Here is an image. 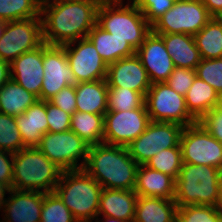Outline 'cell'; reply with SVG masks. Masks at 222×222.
Segmentation results:
<instances>
[{
  "label": "cell",
  "instance_id": "49",
  "mask_svg": "<svg viewBox=\"0 0 222 222\" xmlns=\"http://www.w3.org/2000/svg\"><path fill=\"white\" fill-rule=\"evenodd\" d=\"M68 1H88V0H41V3H60Z\"/></svg>",
  "mask_w": 222,
  "mask_h": 222
},
{
  "label": "cell",
  "instance_id": "4",
  "mask_svg": "<svg viewBox=\"0 0 222 222\" xmlns=\"http://www.w3.org/2000/svg\"><path fill=\"white\" fill-rule=\"evenodd\" d=\"M102 186L84 169L63 171L54 192L78 222L98 216Z\"/></svg>",
  "mask_w": 222,
  "mask_h": 222
},
{
  "label": "cell",
  "instance_id": "6",
  "mask_svg": "<svg viewBox=\"0 0 222 222\" xmlns=\"http://www.w3.org/2000/svg\"><path fill=\"white\" fill-rule=\"evenodd\" d=\"M221 177L222 170L219 168L182 163L176 179L174 201L178 207L187 205L215 207Z\"/></svg>",
  "mask_w": 222,
  "mask_h": 222
},
{
  "label": "cell",
  "instance_id": "13",
  "mask_svg": "<svg viewBox=\"0 0 222 222\" xmlns=\"http://www.w3.org/2000/svg\"><path fill=\"white\" fill-rule=\"evenodd\" d=\"M151 122L145 103L130 111H107L104 114V140L108 145L127 147Z\"/></svg>",
  "mask_w": 222,
  "mask_h": 222
},
{
  "label": "cell",
  "instance_id": "44",
  "mask_svg": "<svg viewBox=\"0 0 222 222\" xmlns=\"http://www.w3.org/2000/svg\"><path fill=\"white\" fill-rule=\"evenodd\" d=\"M202 2L212 17L222 11V0H202Z\"/></svg>",
  "mask_w": 222,
  "mask_h": 222
},
{
  "label": "cell",
  "instance_id": "27",
  "mask_svg": "<svg viewBox=\"0 0 222 222\" xmlns=\"http://www.w3.org/2000/svg\"><path fill=\"white\" fill-rule=\"evenodd\" d=\"M188 112L199 121L207 112L222 103L217 91L202 79L195 77L186 96Z\"/></svg>",
  "mask_w": 222,
  "mask_h": 222
},
{
  "label": "cell",
  "instance_id": "10",
  "mask_svg": "<svg viewBox=\"0 0 222 222\" xmlns=\"http://www.w3.org/2000/svg\"><path fill=\"white\" fill-rule=\"evenodd\" d=\"M183 129L176 123L151 121L146 130L126 148L138 165H145L161 150L180 146Z\"/></svg>",
  "mask_w": 222,
  "mask_h": 222
},
{
  "label": "cell",
  "instance_id": "23",
  "mask_svg": "<svg viewBox=\"0 0 222 222\" xmlns=\"http://www.w3.org/2000/svg\"><path fill=\"white\" fill-rule=\"evenodd\" d=\"M76 111L104 115L108 110L106 79L79 82L75 85Z\"/></svg>",
  "mask_w": 222,
  "mask_h": 222
},
{
  "label": "cell",
  "instance_id": "34",
  "mask_svg": "<svg viewBox=\"0 0 222 222\" xmlns=\"http://www.w3.org/2000/svg\"><path fill=\"white\" fill-rule=\"evenodd\" d=\"M40 222H78L55 192L45 193Z\"/></svg>",
  "mask_w": 222,
  "mask_h": 222
},
{
  "label": "cell",
  "instance_id": "17",
  "mask_svg": "<svg viewBox=\"0 0 222 222\" xmlns=\"http://www.w3.org/2000/svg\"><path fill=\"white\" fill-rule=\"evenodd\" d=\"M106 82L108 87L127 88L144 97L151 87L146 69L136 54L109 64Z\"/></svg>",
  "mask_w": 222,
  "mask_h": 222
},
{
  "label": "cell",
  "instance_id": "29",
  "mask_svg": "<svg viewBox=\"0 0 222 222\" xmlns=\"http://www.w3.org/2000/svg\"><path fill=\"white\" fill-rule=\"evenodd\" d=\"M70 130L91 145L104 140V115L75 111L71 117Z\"/></svg>",
  "mask_w": 222,
  "mask_h": 222
},
{
  "label": "cell",
  "instance_id": "19",
  "mask_svg": "<svg viewBox=\"0 0 222 222\" xmlns=\"http://www.w3.org/2000/svg\"><path fill=\"white\" fill-rule=\"evenodd\" d=\"M43 75V44L10 63V79L36 95L39 100Z\"/></svg>",
  "mask_w": 222,
  "mask_h": 222
},
{
  "label": "cell",
  "instance_id": "16",
  "mask_svg": "<svg viewBox=\"0 0 222 222\" xmlns=\"http://www.w3.org/2000/svg\"><path fill=\"white\" fill-rule=\"evenodd\" d=\"M150 83L165 82L175 69L173 60L166 50L163 38L151 31L144 43L136 50Z\"/></svg>",
  "mask_w": 222,
  "mask_h": 222
},
{
  "label": "cell",
  "instance_id": "40",
  "mask_svg": "<svg viewBox=\"0 0 222 222\" xmlns=\"http://www.w3.org/2000/svg\"><path fill=\"white\" fill-rule=\"evenodd\" d=\"M48 132H64L70 130L71 114L46 101Z\"/></svg>",
  "mask_w": 222,
  "mask_h": 222
},
{
  "label": "cell",
  "instance_id": "5",
  "mask_svg": "<svg viewBox=\"0 0 222 222\" xmlns=\"http://www.w3.org/2000/svg\"><path fill=\"white\" fill-rule=\"evenodd\" d=\"M62 172L37 147H25L13 154L12 189L54 192Z\"/></svg>",
  "mask_w": 222,
  "mask_h": 222
},
{
  "label": "cell",
  "instance_id": "8",
  "mask_svg": "<svg viewBox=\"0 0 222 222\" xmlns=\"http://www.w3.org/2000/svg\"><path fill=\"white\" fill-rule=\"evenodd\" d=\"M212 16L202 0H175L153 25L155 34H197Z\"/></svg>",
  "mask_w": 222,
  "mask_h": 222
},
{
  "label": "cell",
  "instance_id": "28",
  "mask_svg": "<svg viewBox=\"0 0 222 222\" xmlns=\"http://www.w3.org/2000/svg\"><path fill=\"white\" fill-rule=\"evenodd\" d=\"M38 99L21 85L9 79L0 87V113L16 117L24 113Z\"/></svg>",
  "mask_w": 222,
  "mask_h": 222
},
{
  "label": "cell",
  "instance_id": "14",
  "mask_svg": "<svg viewBox=\"0 0 222 222\" xmlns=\"http://www.w3.org/2000/svg\"><path fill=\"white\" fill-rule=\"evenodd\" d=\"M43 70L40 100L48 101L61 89L77 84L63 46L43 43Z\"/></svg>",
  "mask_w": 222,
  "mask_h": 222
},
{
  "label": "cell",
  "instance_id": "1",
  "mask_svg": "<svg viewBox=\"0 0 222 222\" xmlns=\"http://www.w3.org/2000/svg\"><path fill=\"white\" fill-rule=\"evenodd\" d=\"M102 0L41 3L43 42L65 45L88 36Z\"/></svg>",
  "mask_w": 222,
  "mask_h": 222
},
{
  "label": "cell",
  "instance_id": "30",
  "mask_svg": "<svg viewBox=\"0 0 222 222\" xmlns=\"http://www.w3.org/2000/svg\"><path fill=\"white\" fill-rule=\"evenodd\" d=\"M193 37L202 59L222 57V25L215 17Z\"/></svg>",
  "mask_w": 222,
  "mask_h": 222
},
{
  "label": "cell",
  "instance_id": "37",
  "mask_svg": "<svg viewBox=\"0 0 222 222\" xmlns=\"http://www.w3.org/2000/svg\"><path fill=\"white\" fill-rule=\"evenodd\" d=\"M195 71L198 78L212 86L222 97V57L202 59Z\"/></svg>",
  "mask_w": 222,
  "mask_h": 222
},
{
  "label": "cell",
  "instance_id": "36",
  "mask_svg": "<svg viewBox=\"0 0 222 222\" xmlns=\"http://www.w3.org/2000/svg\"><path fill=\"white\" fill-rule=\"evenodd\" d=\"M176 222H222V214L214 206L187 205L178 207Z\"/></svg>",
  "mask_w": 222,
  "mask_h": 222
},
{
  "label": "cell",
  "instance_id": "46",
  "mask_svg": "<svg viewBox=\"0 0 222 222\" xmlns=\"http://www.w3.org/2000/svg\"><path fill=\"white\" fill-rule=\"evenodd\" d=\"M10 190H11V187L8 184L0 181V212L3 208V205L5 204L7 200L6 194H9Z\"/></svg>",
  "mask_w": 222,
  "mask_h": 222
},
{
  "label": "cell",
  "instance_id": "50",
  "mask_svg": "<svg viewBox=\"0 0 222 222\" xmlns=\"http://www.w3.org/2000/svg\"><path fill=\"white\" fill-rule=\"evenodd\" d=\"M6 23H7L6 21L0 20V40L2 39L3 30H4Z\"/></svg>",
  "mask_w": 222,
  "mask_h": 222
},
{
  "label": "cell",
  "instance_id": "31",
  "mask_svg": "<svg viewBox=\"0 0 222 222\" xmlns=\"http://www.w3.org/2000/svg\"><path fill=\"white\" fill-rule=\"evenodd\" d=\"M41 17V0H0V20L11 22Z\"/></svg>",
  "mask_w": 222,
  "mask_h": 222
},
{
  "label": "cell",
  "instance_id": "42",
  "mask_svg": "<svg viewBox=\"0 0 222 222\" xmlns=\"http://www.w3.org/2000/svg\"><path fill=\"white\" fill-rule=\"evenodd\" d=\"M53 105L59 107L68 114L76 111V93L75 86H67L61 89L56 95L48 100Z\"/></svg>",
  "mask_w": 222,
  "mask_h": 222
},
{
  "label": "cell",
  "instance_id": "3",
  "mask_svg": "<svg viewBox=\"0 0 222 222\" xmlns=\"http://www.w3.org/2000/svg\"><path fill=\"white\" fill-rule=\"evenodd\" d=\"M124 2L102 0L97 10L96 24L112 36L127 41L137 50L152 31V26L134 1L127 0V4Z\"/></svg>",
  "mask_w": 222,
  "mask_h": 222
},
{
  "label": "cell",
  "instance_id": "51",
  "mask_svg": "<svg viewBox=\"0 0 222 222\" xmlns=\"http://www.w3.org/2000/svg\"><path fill=\"white\" fill-rule=\"evenodd\" d=\"M215 18L222 25V11L218 15H216Z\"/></svg>",
  "mask_w": 222,
  "mask_h": 222
},
{
  "label": "cell",
  "instance_id": "21",
  "mask_svg": "<svg viewBox=\"0 0 222 222\" xmlns=\"http://www.w3.org/2000/svg\"><path fill=\"white\" fill-rule=\"evenodd\" d=\"M138 195L134 190L103 189L98 207V216H109L133 222Z\"/></svg>",
  "mask_w": 222,
  "mask_h": 222
},
{
  "label": "cell",
  "instance_id": "22",
  "mask_svg": "<svg viewBox=\"0 0 222 222\" xmlns=\"http://www.w3.org/2000/svg\"><path fill=\"white\" fill-rule=\"evenodd\" d=\"M176 180L167 174L139 165L134 191L138 196L174 199Z\"/></svg>",
  "mask_w": 222,
  "mask_h": 222
},
{
  "label": "cell",
  "instance_id": "7",
  "mask_svg": "<svg viewBox=\"0 0 222 222\" xmlns=\"http://www.w3.org/2000/svg\"><path fill=\"white\" fill-rule=\"evenodd\" d=\"M37 148L63 171L83 169L90 145L75 132H47Z\"/></svg>",
  "mask_w": 222,
  "mask_h": 222
},
{
  "label": "cell",
  "instance_id": "47",
  "mask_svg": "<svg viewBox=\"0 0 222 222\" xmlns=\"http://www.w3.org/2000/svg\"><path fill=\"white\" fill-rule=\"evenodd\" d=\"M92 222H126V221L109 216H102L101 219L99 216H97Z\"/></svg>",
  "mask_w": 222,
  "mask_h": 222
},
{
  "label": "cell",
  "instance_id": "12",
  "mask_svg": "<svg viewBox=\"0 0 222 222\" xmlns=\"http://www.w3.org/2000/svg\"><path fill=\"white\" fill-rule=\"evenodd\" d=\"M43 43L41 17L7 22L0 40V59L10 64Z\"/></svg>",
  "mask_w": 222,
  "mask_h": 222
},
{
  "label": "cell",
  "instance_id": "48",
  "mask_svg": "<svg viewBox=\"0 0 222 222\" xmlns=\"http://www.w3.org/2000/svg\"><path fill=\"white\" fill-rule=\"evenodd\" d=\"M215 207L222 214V177L219 182V196Z\"/></svg>",
  "mask_w": 222,
  "mask_h": 222
},
{
  "label": "cell",
  "instance_id": "33",
  "mask_svg": "<svg viewBox=\"0 0 222 222\" xmlns=\"http://www.w3.org/2000/svg\"><path fill=\"white\" fill-rule=\"evenodd\" d=\"M107 102V111H130L140 108L145 102V97L127 88L108 87Z\"/></svg>",
  "mask_w": 222,
  "mask_h": 222
},
{
  "label": "cell",
  "instance_id": "15",
  "mask_svg": "<svg viewBox=\"0 0 222 222\" xmlns=\"http://www.w3.org/2000/svg\"><path fill=\"white\" fill-rule=\"evenodd\" d=\"M62 46L77 83L106 79L108 65L87 37Z\"/></svg>",
  "mask_w": 222,
  "mask_h": 222
},
{
  "label": "cell",
  "instance_id": "35",
  "mask_svg": "<svg viewBox=\"0 0 222 222\" xmlns=\"http://www.w3.org/2000/svg\"><path fill=\"white\" fill-rule=\"evenodd\" d=\"M23 148L15 117L0 113V149L15 154Z\"/></svg>",
  "mask_w": 222,
  "mask_h": 222
},
{
  "label": "cell",
  "instance_id": "32",
  "mask_svg": "<svg viewBox=\"0 0 222 222\" xmlns=\"http://www.w3.org/2000/svg\"><path fill=\"white\" fill-rule=\"evenodd\" d=\"M145 165L153 170L167 174L176 180L182 167V154L180 146L161 150Z\"/></svg>",
  "mask_w": 222,
  "mask_h": 222
},
{
  "label": "cell",
  "instance_id": "25",
  "mask_svg": "<svg viewBox=\"0 0 222 222\" xmlns=\"http://www.w3.org/2000/svg\"><path fill=\"white\" fill-rule=\"evenodd\" d=\"M177 209L174 199L138 196L133 222H176Z\"/></svg>",
  "mask_w": 222,
  "mask_h": 222
},
{
  "label": "cell",
  "instance_id": "45",
  "mask_svg": "<svg viewBox=\"0 0 222 222\" xmlns=\"http://www.w3.org/2000/svg\"><path fill=\"white\" fill-rule=\"evenodd\" d=\"M10 79V64L0 59V87Z\"/></svg>",
  "mask_w": 222,
  "mask_h": 222
},
{
  "label": "cell",
  "instance_id": "18",
  "mask_svg": "<svg viewBox=\"0 0 222 222\" xmlns=\"http://www.w3.org/2000/svg\"><path fill=\"white\" fill-rule=\"evenodd\" d=\"M45 193L11 189L0 222H40Z\"/></svg>",
  "mask_w": 222,
  "mask_h": 222
},
{
  "label": "cell",
  "instance_id": "2",
  "mask_svg": "<svg viewBox=\"0 0 222 222\" xmlns=\"http://www.w3.org/2000/svg\"><path fill=\"white\" fill-rule=\"evenodd\" d=\"M138 163L124 146L91 145L84 170L103 189L134 190Z\"/></svg>",
  "mask_w": 222,
  "mask_h": 222
},
{
  "label": "cell",
  "instance_id": "9",
  "mask_svg": "<svg viewBox=\"0 0 222 222\" xmlns=\"http://www.w3.org/2000/svg\"><path fill=\"white\" fill-rule=\"evenodd\" d=\"M144 103L151 121L171 122L183 127L198 122L188 112L185 97L166 82L151 84Z\"/></svg>",
  "mask_w": 222,
  "mask_h": 222
},
{
  "label": "cell",
  "instance_id": "24",
  "mask_svg": "<svg viewBox=\"0 0 222 222\" xmlns=\"http://www.w3.org/2000/svg\"><path fill=\"white\" fill-rule=\"evenodd\" d=\"M163 38L166 50L169 52L174 66L196 69L202 58L193 35L189 34H158Z\"/></svg>",
  "mask_w": 222,
  "mask_h": 222
},
{
  "label": "cell",
  "instance_id": "41",
  "mask_svg": "<svg viewBox=\"0 0 222 222\" xmlns=\"http://www.w3.org/2000/svg\"><path fill=\"white\" fill-rule=\"evenodd\" d=\"M198 122L222 143V103L207 112Z\"/></svg>",
  "mask_w": 222,
  "mask_h": 222
},
{
  "label": "cell",
  "instance_id": "43",
  "mask_svg": "<svg viewBox=\"0 0 222 222\" xmlns=\"http://www.w3.org/2000/svg\"><path fill=\"white\" fill-rule=\"evenodd\" d=\"M0 181L8 184L12 189L13 154L0 149Z\"/></svg>",
  "mask_w": 222,
  "mask_h": 222
},
{
  "label": "cell",
  "instance_id": "38",
  "mask_svg": "<svg viewBox=\"0 0 222 222\" xmlns=\"http://www.w3.org/2000/svg\"><path fill=\"white\" fill-rule=\"evenodd\" d=\"M134 2L152 26L173 6L175 0H134Z\"/></svg>",
  "mask_w": 222,
  "mask_h": 222
},
{
  "label": "cell",
  "instance_id": "20",
  "mask_svg": "<svg viewBox=\"0 0 222 222\" xmlns=\"http://www.w3.org/2000/svg\"><path fill=\"white\" fill-rule=\"evenodd\" d=\"M46 101L37 100L15 121L25 147H37L42 136L48 132Z\"/></svg>",
  "mask_w": 222,
  "mask_h": 222
},
{
  "label": "cell",
  "instance_id": "39",
  "mask_svg": "<svg viewBox=\"0 0 222 222\" xmlns=\"http://www.w3.org/2000/svg\"><path fill=\"white\" fill-rule=\"evenodd\" d=\"M196 77L194 69L175 67L169 78L165 81L176 93L186 96Z\"/></svg>",
  "mask_w": 222,
  "mask_h": 222
},
{
  "label": "cell",
  "instance_id": "26",
  "mask_svg": "<svg viewBox=\"0 0 222 222\" xmlns=\"http://www.w3.org/2000/svg\"><path fill=\"white\" fill-rule=\"evenodd\" d=\"M87 38L107 65L136 54V50L127 41L112 36L97 24L88 33Z\"/></svg>",
  "mask_w": 222,
  "mask_h": 222
},
{
  "label": "cell",
  "instance_id": "11",
  "mask_svg": "<svg viewBox=\"0 0 222 222\" xmlns=\"http://www.w3.org/2000/svg\"><path fill=\"white\" fill-rule=\"evenodd\" d=\"M180 148L182 163L213 166L222 170V143L199 122L184 127Z\"/></svg>",
  "mask_w": 222,
  "mask_h": 222
}]
</instances>
